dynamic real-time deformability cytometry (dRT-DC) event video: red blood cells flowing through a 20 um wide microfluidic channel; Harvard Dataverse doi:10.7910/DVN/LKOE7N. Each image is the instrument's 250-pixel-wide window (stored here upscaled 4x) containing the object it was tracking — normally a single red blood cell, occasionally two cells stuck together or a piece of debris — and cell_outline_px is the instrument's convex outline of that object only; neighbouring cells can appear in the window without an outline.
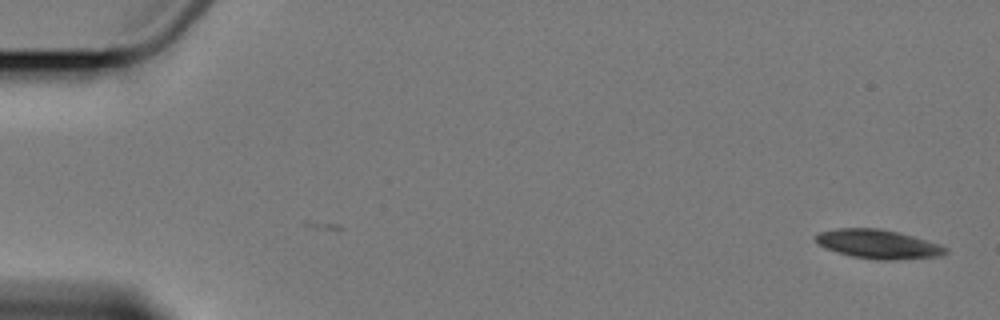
{"species": "Egyptian fruit bat (a non-hibernating species)", "species_latin": "Rousettus aegyptiacus", "temperature_condition": "cold", "stored_images_in_passage": 2, "camera_frame_rate_fps": 3000, "um_per_image_px": 0.085, "animal": {"sex": "female"}, "frame": {"image": 1, "passage_image": 2, "time_ms": 2.0, "image_size_px": [1000, 320], "cell_outline_px": [[948, 252], [944, 256], [896, 260], [880, 260], [852, 256], [836, 252], [820, 244], [812, 236], [820, 232], [836, 228], [880, 228], [900, 232], [940, 244], [948, 248]], "centroid_in_image_um": [74.7, 20.75], "position_along_channel_um": 10.3, "area_um2": 22.14}}